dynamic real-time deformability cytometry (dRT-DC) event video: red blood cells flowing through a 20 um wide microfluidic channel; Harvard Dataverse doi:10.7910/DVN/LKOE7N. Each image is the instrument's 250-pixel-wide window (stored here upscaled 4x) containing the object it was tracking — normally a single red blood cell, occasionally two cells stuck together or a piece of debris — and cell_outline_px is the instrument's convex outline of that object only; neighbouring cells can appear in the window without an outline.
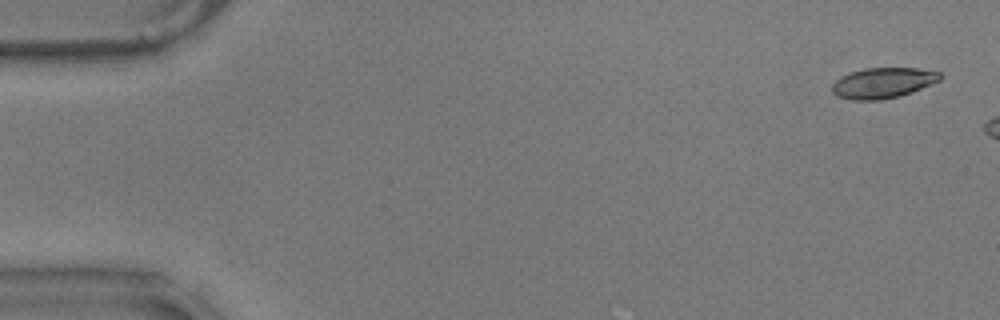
{"species": "common noctule bat (a hibernating species)", "species_latin": "Nyctalus noctula", "temperature_condition": "warm", "stored_images_in_passage": 37, "camera_frame_rate_fps": 3000, "um_per_image_px": 0.085, "animal": {"sex": "male", "body_mass_g": 17.9}, "frame": {"image": 1, "passage_image": 2, "time_ms": 0.333, "image_size_px": [1000, 320], "cell_outline_px": [[944, 76], [940, 80], [900, 96], [880, 100], [852, 100], [836, 96], [832, 92], [832, 84], [840, 76], [864, 68], [920, 68], [940, 72]], "centroid_in_image_um": [75.04, 7.04], "position_along_channel_um": 10.0, "area_um2": 19.25}}
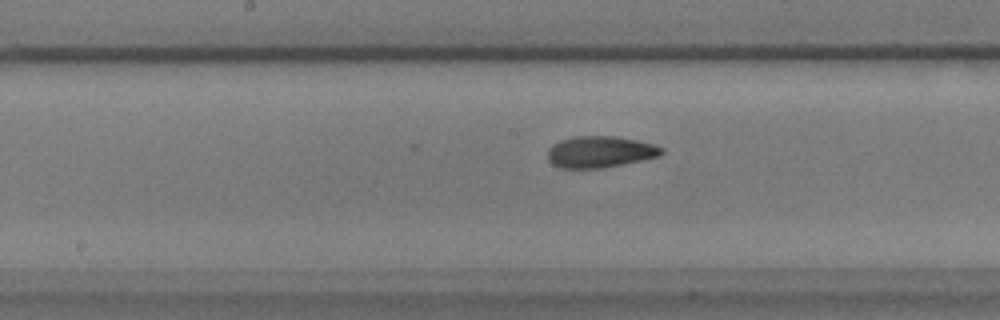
{"frame": {"image": 2, "passage_image": 29, "time_ms": 9.333, "image_size_px": [1000, 320], "cell_outline_px": [[664, 152], [660, 156], [600, 168], [560, 168], [552, 164], [548, 160], [548, 148], [552, 144], [560, 140], [576, 136], [616, 136], [636, 140], [652, 144], [664, 148]], "centroid_in_image_um": [50.97, 12.9], "position_along_channel_um": 197.2, "area_um2": 20.81}}
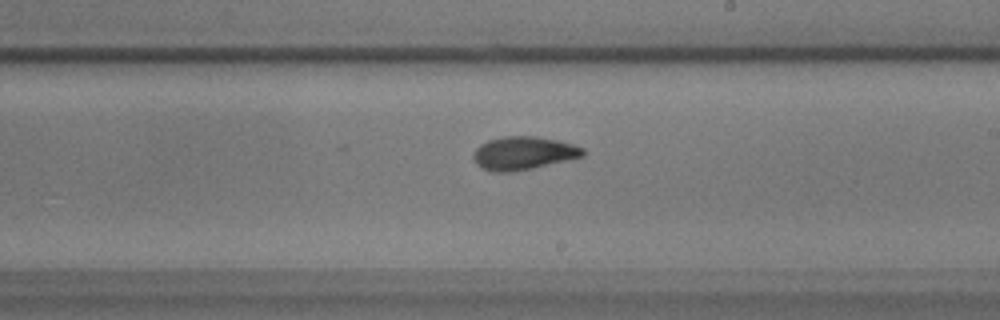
{"frame": {"image": 3, "passage_image": 33, "time_ms": 10.667, "image_size_px": [1000, 320], "cell_outline_px": [[584, 156], [532, 168], [512, 172], [492, 172], [480, 168], [472, 160], [472, 156], [476, 148], [480, 144], [488, 140], [504, 136], [536, 136], [556, 140], [572, 144], [584, 148]], "centroid_in_image_um": [44.43, 13.02], "position_along_channel_um": 244.6, "area_um2": 21.27}}